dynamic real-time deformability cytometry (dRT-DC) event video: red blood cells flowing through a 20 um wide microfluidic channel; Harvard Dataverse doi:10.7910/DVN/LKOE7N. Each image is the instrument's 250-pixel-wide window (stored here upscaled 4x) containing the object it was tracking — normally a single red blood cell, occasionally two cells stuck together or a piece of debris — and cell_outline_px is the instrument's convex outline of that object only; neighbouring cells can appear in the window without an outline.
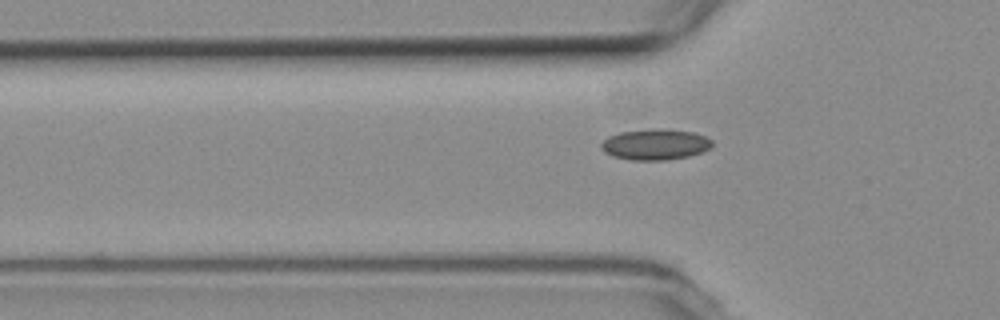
{"species": "common noctule bat (a hibernating species)", "species_latin": "Nyctalus noctula", "temperature_condition": "room temperature", "stored_images_in_passage": 6, "camera_frame_rate_fps": 3000, "um_per_image_px": 0.085, "animal": {"sex": "female", "body_mass_g": 19.3, "forearm_length_mm": 54.1}, "frame": {"image": 1, "passage_image": 6, "time_ms": 7.0, "image_size_px": [1000, 320], "cell_outline_px": [[712, 144], [708, 148], [700, 152], [688, 156], [664, 160], [632, 160], [612, 156], [604, 152], [600, 148], [600, 144], [608, 136], [620, 132], [656, 128], [692, 132], [704, 136], [712, 140]], "centroid_in_image_um": [55.64, 12.28], "position_along_channel_um": 70.2, "area_um2": 19.77}}